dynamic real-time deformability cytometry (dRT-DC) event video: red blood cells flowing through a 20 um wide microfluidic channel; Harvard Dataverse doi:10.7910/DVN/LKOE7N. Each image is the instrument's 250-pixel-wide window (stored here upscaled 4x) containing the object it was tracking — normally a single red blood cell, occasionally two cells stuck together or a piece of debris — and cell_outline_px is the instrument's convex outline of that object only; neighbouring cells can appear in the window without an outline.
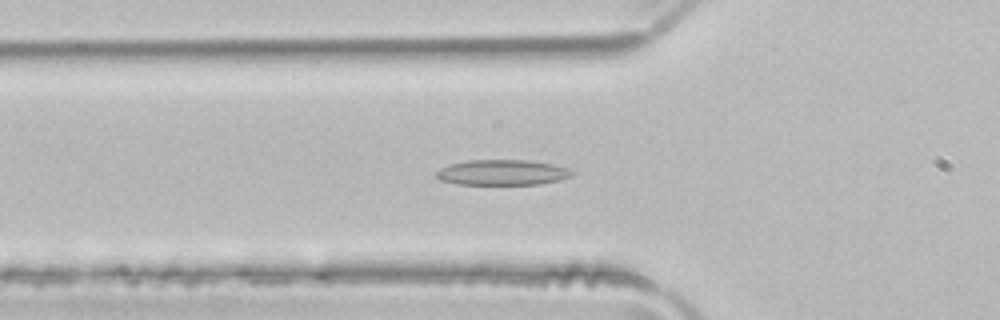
{"species": "common noctule bat (a hibernating species)", "species_latin": "Nyctalus noctula", "temperature_condition": "room temperature", "stored_images_in_passage": 41, "camera_frame_rate_fps": 3000, "um_per_image_px": 0.085, "animal": {"sex": "male", "body_mass_g": 21.5, "forearm_length_mm": 52.0}, "frame": {"image": 1, "passage_image": 7, "time_ms": 2.0, "image_size_px": [1000, 320], "cell_outline_px": [[576, 172], [572, 176], [556, 180], [536, 184], [460, 184], [440, 180], [436, 176], [436, 172], [440, 168], [452, 164], [468, 160], [528, 160], [552, 164], [568, 168]], "centroid_in_image_um": [42.71, 14.65], "position_along_channel_um": 83.1, "area_um2": 19.88}}
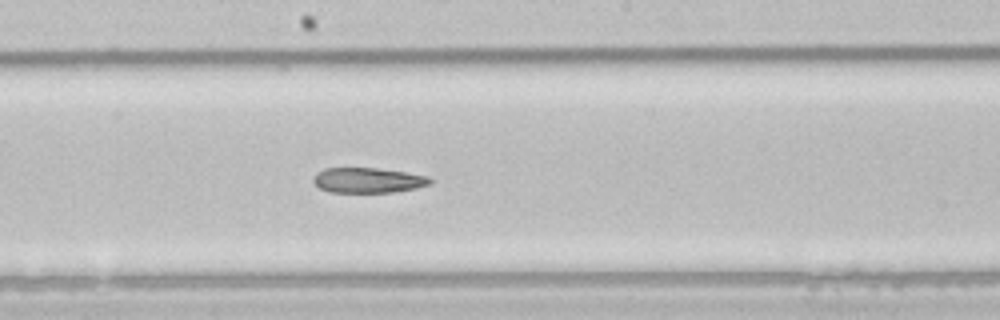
{"frame": {"image": 2, "passage_image": 17, "time_ms": 5.333, "image_size_px": [1000, 320], "cell_outline_px": [[432, 180], [428, 184], [416, 188], [392, 192], [328, 192], [320, 188], [312, 180], [316, 172], [324, 168], [376, 168], [404, 172], [428, 176]], "centroid_in_image_um": [31.23, 15.32], "position_along_channel_um": 217.0, "area_um2": 16.99}}
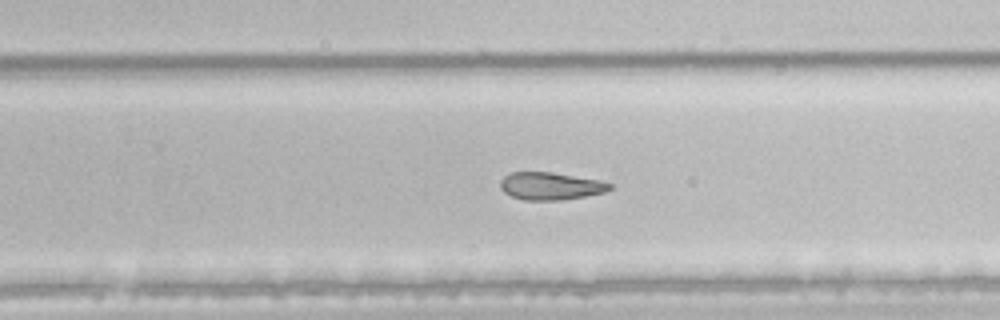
{"frame": {"image": 3, "passage_image": 22, "time_ms": 7.0, "image_size_px": [1000, 320], "cell_outline_px": [[612, 188], [604, 192], [564, 200], [524, 200], [512, 196], [504, 192], [500, 188], [500, 180], [504, 176], [512, 172], [552, 172], [600, 180], [612, 184]], "centroid_in_image_um": [46.78, 15.81], "position_along_channel_um": 283.0, "area_um2": 17.57}, "authors_computed_cell_mechanics": {"area_um2": 19.1896, "velocity_mm_per_s": 3.9902, "shape_relaxation_time_tau1_ms": null, "shape_relaxation_time_tau2_ms": 4.2515, "deformation_change_tau1": null, "deformation_change_tau2": 0.1165}}